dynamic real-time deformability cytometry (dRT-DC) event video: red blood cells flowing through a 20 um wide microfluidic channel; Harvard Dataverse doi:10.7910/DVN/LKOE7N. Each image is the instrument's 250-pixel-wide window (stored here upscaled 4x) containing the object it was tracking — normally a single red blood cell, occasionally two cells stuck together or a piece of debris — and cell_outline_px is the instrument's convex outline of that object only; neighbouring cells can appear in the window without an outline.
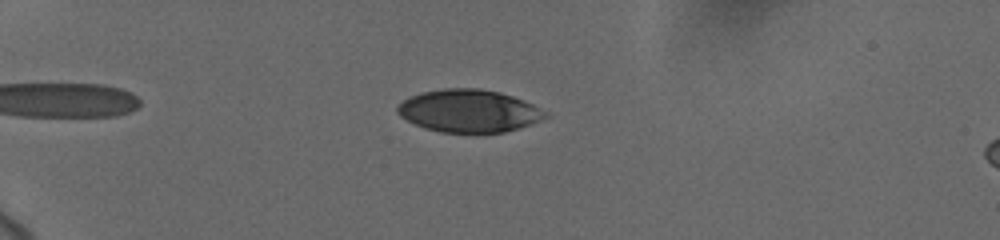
{"species": "human", "species_latin": "Homo sapiens", "temperature_condition": "cold", "stored_images_in_passage": 33, "camera_frame_rate_fps": 3000, "um_per_image_px": 0.085, "donor": {"sex": "female"}, "frame": {"image": 1, "passage_image": 17, "time_ms": 3.667, "image_size_px": [1000, 240], "cell_outline_px": [[548, 116], [540, 120], [520, 128], [504, 132], [440, 132], [424, 128], [400, 116], [396, 112], [396, 108], [404, 100], [420, 92], [444, 88], [480, 88], [500, 92], [524, 100], [548, 112]], "centroid_in_image_um": [39.86, 9.42], "position_along_channel_um": 45.1, "area_um2": 36.65}}
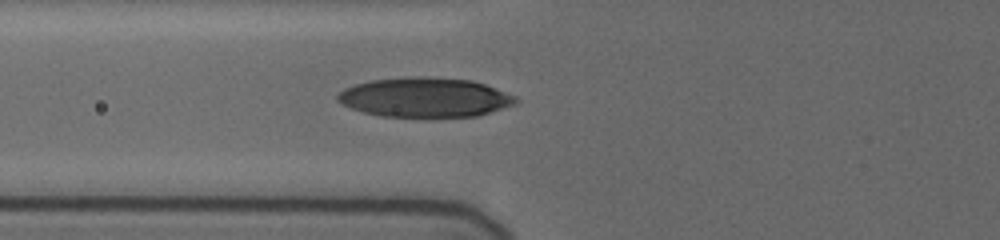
{"frame": {"image": 2, "passage_image": 30, "time_ms": 6.333, "image_size_px": [1000, 240], "cell_outline_px": [[516, 104], [480, 116], [384, 116], [364, 112], [340, 104], [336, 100], [336, 96], [344, 88], [356, 84], [372, 80], [408, 76], [428, 76], [472, 80], [484, 84], [516, 96]], "centroid_in_image_um": [36.11, 8.26], "position_along_channel_um": 89.7, "area_um2": 40.98}}